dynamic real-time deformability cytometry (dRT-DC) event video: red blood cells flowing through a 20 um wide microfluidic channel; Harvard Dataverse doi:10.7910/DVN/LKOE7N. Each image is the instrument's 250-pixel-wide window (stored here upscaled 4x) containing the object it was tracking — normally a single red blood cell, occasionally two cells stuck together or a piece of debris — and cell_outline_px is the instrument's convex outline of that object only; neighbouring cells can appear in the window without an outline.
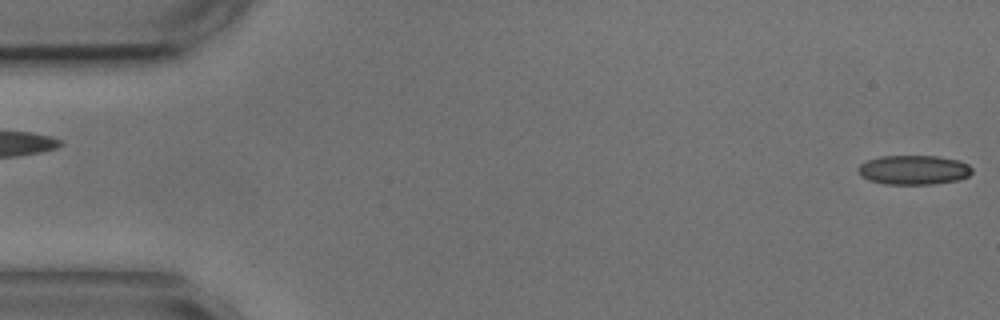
{"species": "common noctule bat (a hibernating species)", "species_latin": "Nyctalus noctula", "temperature_condition": "cold", "stored_images_in_passage": 54, "camera_frame_rate_fps": 3000, "um_per_image_px": 0.085, "animal": {"sex": "male", "body_mass_g": 17.9, "forearm_length_mm": 54.2}, "frame": {"image": 1, "passage_image": 1, "time_ms": 0.0, "image_size_px": [1000, 320], "cell_outline_px": [[972, 172], [968, 176], [960, 180], [932, 184], [884, 184], [868, 180], [860, 176], [856, 168], [860, 164], [868, 160], [880, 156], [936, 156], [960, 160], [968, 164], [972, 168]], "centroid_in_image_um": [77.66, 14.44], "position_along_channel_um": 7.3, "area_um2": 19.71}}
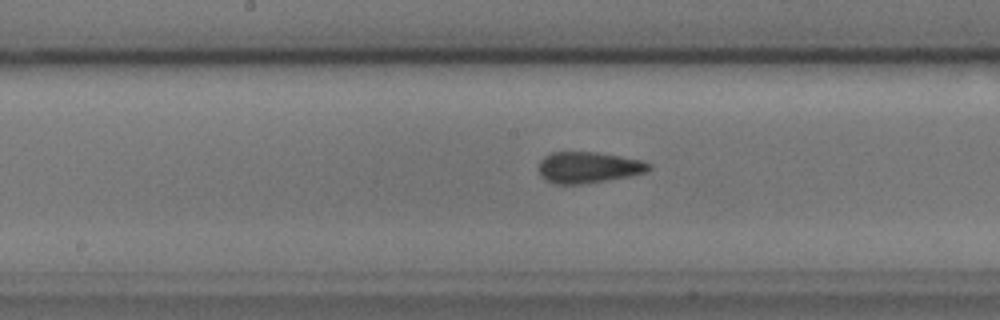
{"frame": {"image": 2, "passage_image": 27, "time_ms": 8.667, "image_size_px": [1000, 320], "cell_outline_px": [[652, 168], [644, 172], [628, 176], [580, 184], [552, 184], [544, 180], [540, 176], [540, 160], [544, 156], [552, 152], [596, 152], [620, 156], [640, 160], [652, 164]], "centroid_in_image_um": [49.97, 14.23], "position_along_channel_um": 198.2, "area_um2": 19.88}}
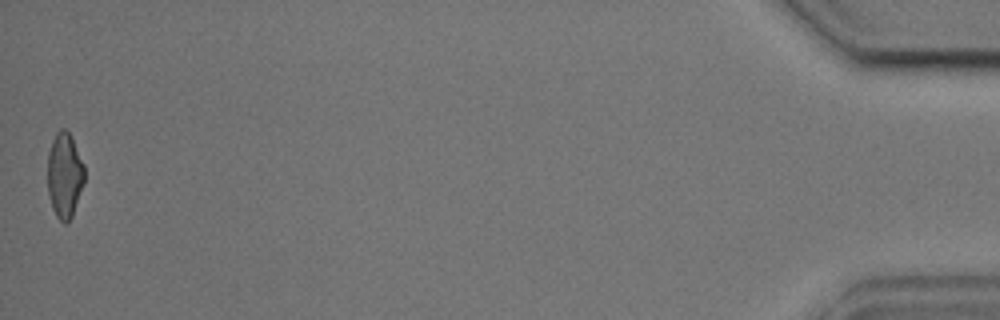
{"frame": {"image": 3, "passage_image": 54, "time_ms": 17.667, "image_size_px": [1000, 320], "cell_outline_px": [[84, 184], [72, 216], [64, 224], [56, 216], [52, 208], [48, 192], [48, 152], [52, 140], [56, 132], [60, 128], [64, 128], [68, 132], [84, 164]], "centroid_in_image_um": [5.48, 14.9], "position_along_channel_um": 429.7, "area_um2": 18.21}, "authors_computed_cell_mechanics": {"area_um2": 19.7098, "velocity_mm_per_s": 3.6504, "shape_relaxation_time_tau1_ms": null, "shape_relaxation_time_tau2_ms": 2.0913, "deformation_change_tau1": null, "deformation_change_tau2": 0.0986}}